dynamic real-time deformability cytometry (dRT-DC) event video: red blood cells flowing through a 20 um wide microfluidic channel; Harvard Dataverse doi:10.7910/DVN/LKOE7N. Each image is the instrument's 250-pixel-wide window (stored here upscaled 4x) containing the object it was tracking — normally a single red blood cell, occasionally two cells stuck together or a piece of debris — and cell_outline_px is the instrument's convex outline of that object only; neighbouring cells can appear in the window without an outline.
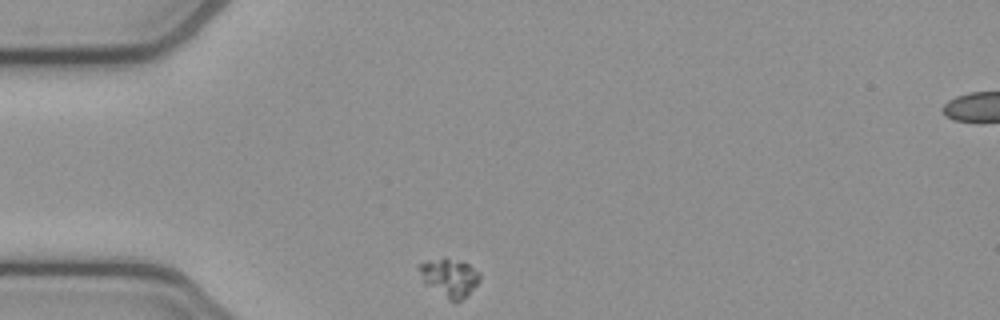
{"species": "common noctule bat (a hibernating species)", "species_latin": "Nyctalus noctula", "temperature_condition": "cold", "stored_images_in_passage": 33, "camera_frame_rate_fps": 3000, "um_per_image_px": 0.085, "animal": {"sex": "female", "body_mass_g": 21.9}, "frame": {"image": 1, "passage_image": 1, "time_ms": 0.0, "image_size_px": [1000, 320], "cell_outline_px": [[480, 280], [460, 300], [448, 300], [428, 284], [424, 280], [416, 264], [444, 256], [460, 260], [468, 264], [480, 272]], "centroid_in_image_um": [38.21, 23.52], "position_along_channel_um": 46.8, "area_um2": 13.18}}
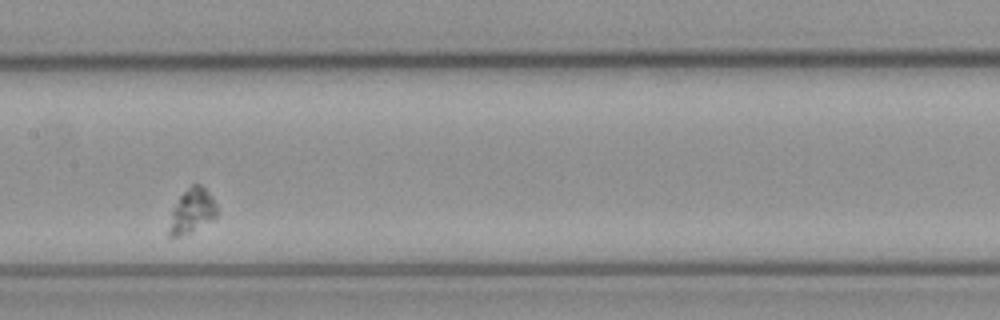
{"frame": {"image": 2, "passage_image": 15, "time_ms": 4.667, "image_size_px": [1000, 320], "cell_outline_px": [[216, 216], [192, 232], [180, 236], [168, 236], [168, 232], [172, 212], [180, 196], [192, 184], [200, 184], [208, 192], [216, 204]], "centroid_in_image_um": [16.31, 17.94], "position_along_channel_um": 191.1, "area_um2": 11.96}}
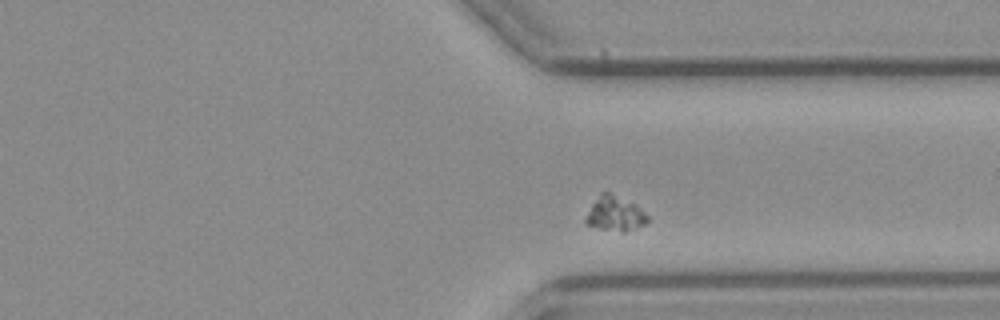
{"frame": {"image": 3, "passage_image": 29, "time_ms": 9.333, "image_size_px": [1000, 320], "cell_outline_px": [[648, 220], [644, 224], [624, 232], [620, 232], [600, 228], [584, 224], [584, 220], [592, 204], [600, 192], [608, 192], [636, 204], [648, 216]], "centroid_in_image_um": [52.26, 18.17], "position_along_channel_um": 359.1, "area_um2": 12.37}}